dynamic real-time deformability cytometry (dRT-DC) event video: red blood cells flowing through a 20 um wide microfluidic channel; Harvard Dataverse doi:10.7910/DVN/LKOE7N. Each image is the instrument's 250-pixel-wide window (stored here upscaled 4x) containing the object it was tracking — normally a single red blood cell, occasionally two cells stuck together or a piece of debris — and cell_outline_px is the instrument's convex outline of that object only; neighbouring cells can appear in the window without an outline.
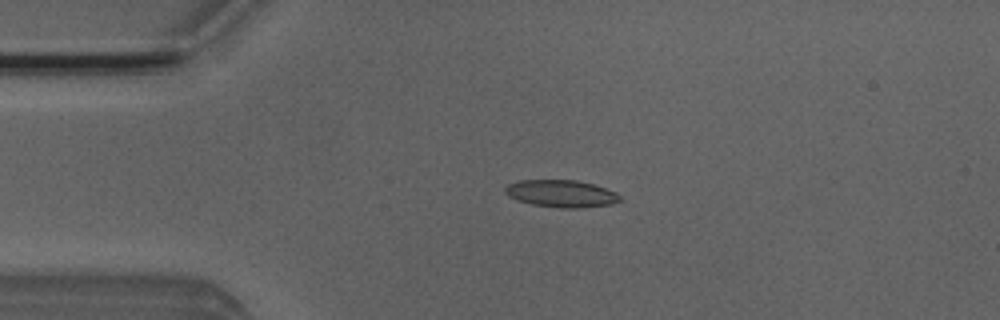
{"species": "Egyptian fruit bat (a non-hibernating species)", "species_latin": "Rousettus aegyptiacus", "temperature_condition": "room temperature", "stored_images_in_passage": 5, "camera_frame_rate_fps": 3000, "um_per_image_px": 0.085, "animal": {"sex": "male"}, "frame": {"image": 1, "passage_image": 3, "time_ms": 0.667, "image_size_px": [1000, 320], "cell_outline_px": [[620, 200], [612, 204], [580, 208], [560, 208], [532, 204], [516, 200], [508, 196], [504, 192], [504, 188], [508, 184], [520, 180], [576, 180], [592, 184], [616, 192], [620, 196]], "centroid_in_image_um": [47.67, 16.46], "position_along_channel_um": 37.3, "area_um2": 18.21}}